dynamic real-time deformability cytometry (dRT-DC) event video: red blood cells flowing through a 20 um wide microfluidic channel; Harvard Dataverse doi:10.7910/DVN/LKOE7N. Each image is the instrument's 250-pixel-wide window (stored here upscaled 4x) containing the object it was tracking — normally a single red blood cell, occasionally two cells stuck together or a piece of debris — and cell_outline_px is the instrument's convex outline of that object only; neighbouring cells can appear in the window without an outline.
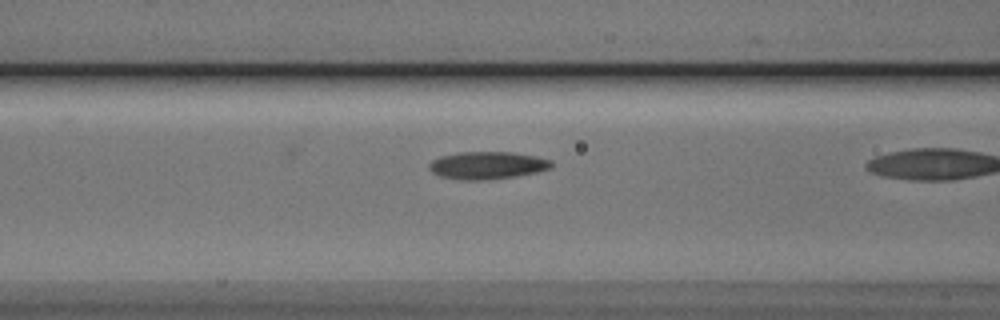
{"species": "Egyptian fruit bat (a non-hibernating species)", "species_latin": "Rousettus aegyptiacus", "temperature_condition": "cold", "stored_images_in_passage": 11, "camera_frame_rate_fps": 3000, "um_per_image_px": 0.085, "animal": {"sex": "male"}, "frame": {"image": 1, "passage_image": 4, "time_ms": 1.0, "image_size_px": [1000, 320], "cell_outline_px": [[552, 168], [536, 172], [516, 176], [484, 180], [460, 180], [440, 176], [432, 172], [428, 168], [428, 164], [432, 160], [440, 156], [456, 152], [512, 152], [536, 156], [552, 160]], "centroid_in_image_um": [41.4, 14.05], "position_along_channel_um": 125.2, "area_um2": 19.77}}
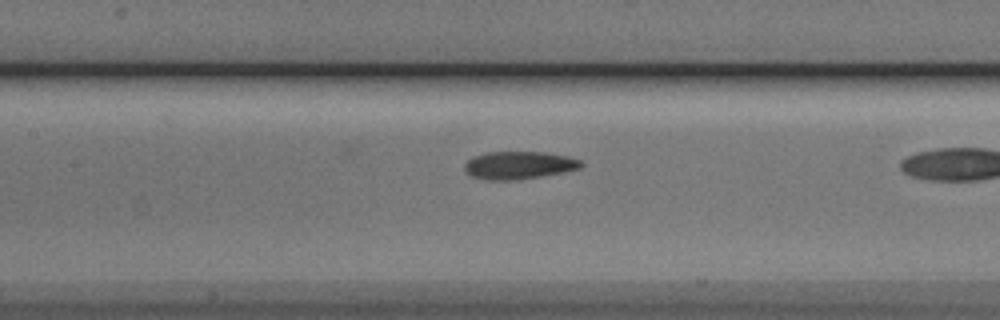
{"frame": {"image": 2, "passage_image": 7, "time_ms": 2.0, "image_size_px": [1000, 320], "cell_outline_px": [[584, 164], [580, 168], [564, 172], [516, 180], [488, 180], [472, 176], [464, 168], [464, 164], [472, 156], [488, 152], [544, 152], [568, 156], [580, 160]], "centroid_in_image_um": [44.11, 14.04], "position_along_channel_um": 163.3, "area_um2": 18.79}}
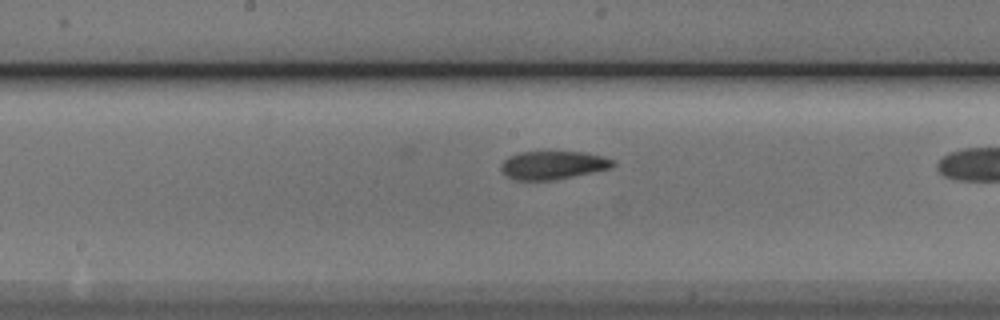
{"frame": {"image": 3, "passage_image": 10, "time_ms": 3.0, "image_size_px": [1000, 320], "cell_outline_px": [[616, 164], [612, 168], [556, 180], [512, 180], [504, 176], [500, 172], [500, 164], [508, 156], [520, 152], [584, 152], [604, 156], [616, 160]], "centroid_in_image_um": [46.99, 14.05], "position_along_channel_um": 201.2, "area_um2": 18.9}}